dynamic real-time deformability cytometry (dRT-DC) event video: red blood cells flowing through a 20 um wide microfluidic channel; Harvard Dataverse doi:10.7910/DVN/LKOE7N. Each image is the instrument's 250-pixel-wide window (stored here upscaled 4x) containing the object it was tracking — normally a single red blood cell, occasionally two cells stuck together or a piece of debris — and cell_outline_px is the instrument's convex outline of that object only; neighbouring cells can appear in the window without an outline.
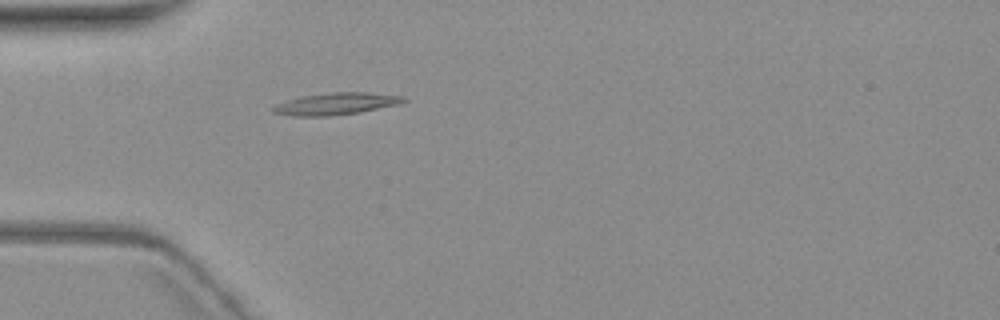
{"species": "common noctule bat (a hibernating species)", "species_latin": "Nyctalus noctula", "temperature_condition": "warm", "stored_images_in_passage": 1, "camera_frame_rate_fps": 3000, "um_per_image_px": 0.085, "animal": {"sex": "female", "body_mass_g": 19.3, "forearm_length_mm": 54.1}, "frame": {"image": 1, "passage_image": 1, "time_ms": 0.0, "image_size_px": [1000, 320], "cell_outline_px": [[408, 100], [400, 104], [360, 112], [328, 116], [292, 116], [272, 112], [272, 108], [276, 104], [300, 96], [332, 92], [368, 92], [404, 96]], "centroid_in_image_um": [28.59, 8.81], "position_along_channel_um": 56.4, "area_um2": 16.76}}